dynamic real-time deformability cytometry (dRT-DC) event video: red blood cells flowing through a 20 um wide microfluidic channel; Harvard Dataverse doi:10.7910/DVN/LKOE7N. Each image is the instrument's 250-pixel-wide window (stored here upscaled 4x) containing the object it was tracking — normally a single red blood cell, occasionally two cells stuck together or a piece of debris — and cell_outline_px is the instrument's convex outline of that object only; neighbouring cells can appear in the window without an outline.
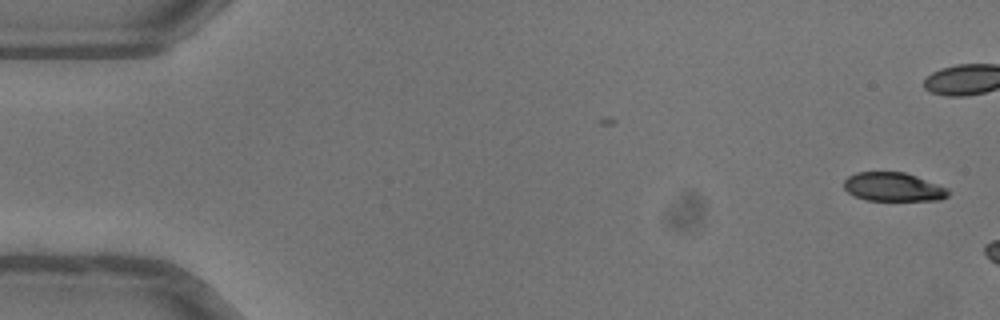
{"species": "common noctule bat (a hibernating species)", "species_latin": "Nyctalus noctula", "temperature_condition": "warm", "stored_images_in_passage": 7, "camera_frame_rate_fps": 3000, "um_per_image_px": 0.085, "animal": {"sex": "female"}, "frame": {"image": 1, "passage_image": 1, "time_ms": 0.0, "image_size_px": [1000, 320], "cell_outline_px": [[948, 196], [940, 200], [864, 200], [848, 192], [844, 188], [844, 180], [848, 176], [856, 172], [904, 172], [916, 176], [948, 188]], "centroid_in_image_um": [75.91, 15.89], "position_along_channel_um": 9.1, "area_um2": 17.4}}